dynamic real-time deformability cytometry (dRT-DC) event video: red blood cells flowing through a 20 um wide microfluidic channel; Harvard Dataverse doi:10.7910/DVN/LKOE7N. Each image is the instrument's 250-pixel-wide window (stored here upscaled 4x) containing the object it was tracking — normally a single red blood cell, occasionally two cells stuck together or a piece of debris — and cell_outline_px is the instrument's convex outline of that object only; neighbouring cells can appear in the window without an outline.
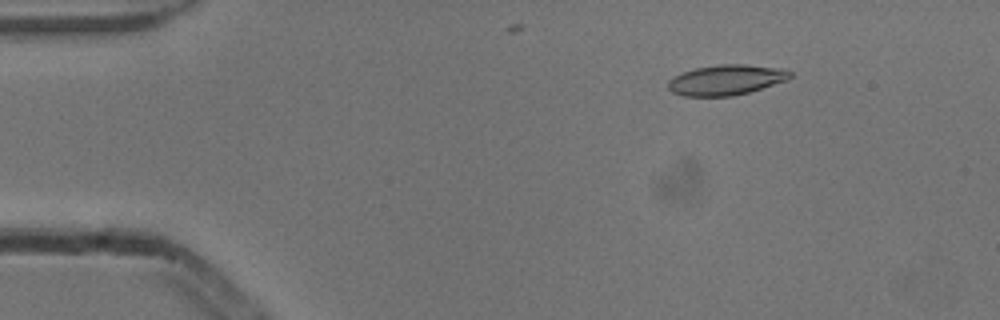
{"species": "common noctule bat (a hibernating species)", "species_latin": "Nyctalus noctula", "temperature_condition": "cold", "stored_images_in_passage": 4, "camera_frame_rate_fps": 3000, "um_per_image_px": 0.085, "animal": {"sex": "male", "body_mass_g": 13.3}, "frame": {"image": 1, "passage_image": 2, "time_ms": 0.333, "image_size_px": [1000, 320], "cell_outline_px": [[792, 76], [788, 80], [748, 92], [732, 96], [684, 96], [672, 92], [668, 88], [668, 80], [672, 76], [696, 68], [720, 64], [744, 64], [784, 68], [792, 72]], "centroid_in_image_um": [61.74, 6.78], "position_along_channel_um": 23.3, "area_um2": 21.62}}